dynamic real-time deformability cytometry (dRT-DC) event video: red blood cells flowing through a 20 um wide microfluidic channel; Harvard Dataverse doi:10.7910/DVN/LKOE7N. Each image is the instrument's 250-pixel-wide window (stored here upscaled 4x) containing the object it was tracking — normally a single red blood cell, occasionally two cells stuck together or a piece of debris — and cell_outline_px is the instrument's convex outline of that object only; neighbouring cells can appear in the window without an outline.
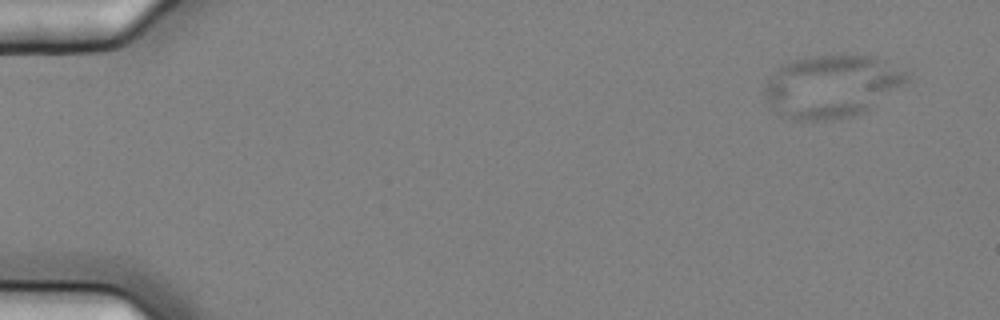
{"species": "common noctule bat (a hibernating species)", "species_latin": "Nyctalus noctula", "temperature_condition": "cold", "stored_images_in_passage": 4, "camera_frame_rate_fps": 3000, "um_per_image_px": 0.085, "animal": {"sex": "female", "body_mass_g": 25.1}, "frame": {"image": 1, "passage_image": 1, "time_ms": 0.0, "image_size_px": [1000, 320], "cell_outline_px": [[908, 84], [864, 112], [852, 116], [824, 120], [792, 120], [780, 116], [776, 112], [768, 100], [764, 92], [764, 88], [768, 80], [780, 64], [792, 60], [812, 56], [840, 52], [844, 52], [876, 56], [888, 60], [908, 72]], "centroid_in_image_um": [70.76, 7.28], "position_along_channel_um": 14.2, "area_um2": 53.18}}